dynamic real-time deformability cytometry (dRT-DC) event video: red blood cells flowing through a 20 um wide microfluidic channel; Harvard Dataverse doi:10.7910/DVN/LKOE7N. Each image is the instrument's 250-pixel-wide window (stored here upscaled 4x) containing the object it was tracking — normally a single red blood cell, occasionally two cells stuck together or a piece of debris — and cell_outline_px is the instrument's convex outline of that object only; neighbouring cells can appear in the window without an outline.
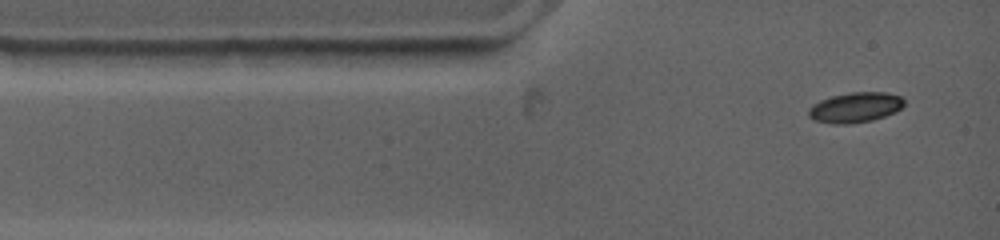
{"species": "common noctule bat (a hibernating species)", "species_latin": "Nyctalus noctula", "temperature_condition": "warm", "stored_images_in_passage": 4, "camera_frame_rate_fps": 4500, "um_per_image_px": 0.085, "animal": {"sex": "female", "body_mass_g": 19.0, "forearm_length_mm": 53.3}, "frame": {"image": 1, "passage_image": 1, "time_ms": 0.0, "image_size_px": [1000, 240], "cell_outline_px": [[904, 104], [896, 112], [872, 120], [848, 124], [832, 124], [812, 120], [808, 116], [808, 108], [812, 104], [820, 100], [832, 96], [852, 92], [884, 92], [900, 96], [904, 100]], "centroid_in_image_um": [72.66, 9.14], "position_along_channel_um": 12.3, "area_um2": 16.88}}
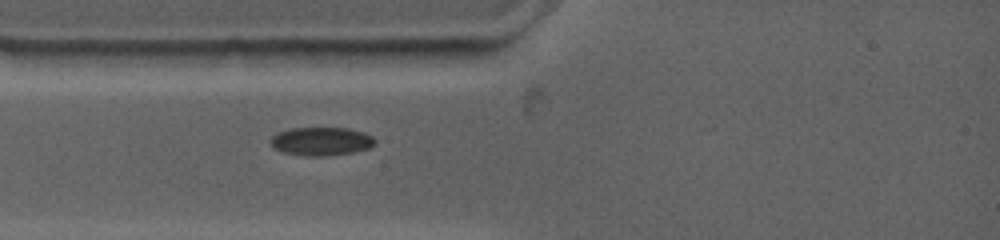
{"frame": {"image": 2, "passage_image": 4, "time_ms": 2.0, "image_size_px": [1000, 240], "cell_outline_px": [[376, 144], [368, 148], [352, 152], [324, 156], [308, 156], [284, 152], [276, 148], [268, 140], [272, 136], [288, 128], [348, 128], [364, 132], [372, 136], [376, 140]], "centroid_in_image_um": [27.33, 12.0], "position_along_channel_um": 57.7, "area_um2": 17.17}}